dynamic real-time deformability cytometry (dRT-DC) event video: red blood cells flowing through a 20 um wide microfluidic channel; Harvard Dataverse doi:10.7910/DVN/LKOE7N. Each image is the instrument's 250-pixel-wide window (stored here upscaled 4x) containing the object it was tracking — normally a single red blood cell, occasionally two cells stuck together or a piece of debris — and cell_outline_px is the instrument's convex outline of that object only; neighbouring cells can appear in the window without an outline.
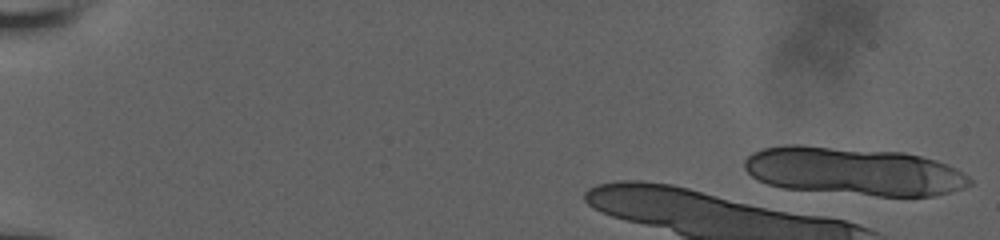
{"species": "human", "species_latin": "Homo sapiens", "temperature_condition": "room temperature", "stored_images_in_passage": 5, "camera_frame_rate_fps": 3000, "um_per_image_px": 0.085, "donor": {"sex": "male"}, "frame": {"image": 1, "passage_image": 1, "time_ms": 0.0, "image_size_px": [1000, 240], "cell_outline_px": [[972, 184], [964, 188], [932, 196], [876, 196], [784, 188], [768, 184], [752, 176], [744, 168], [744, 160], [752, 152], [764, 148], [788, 144], [800, 144], [904, 152], [936, 160], [948, 164], [964, 172], [972, 180]], "centroid_in_image_um": [72.57, 14.54], "position_along_channel_um": 12.4, "area_um2": 63.58}}